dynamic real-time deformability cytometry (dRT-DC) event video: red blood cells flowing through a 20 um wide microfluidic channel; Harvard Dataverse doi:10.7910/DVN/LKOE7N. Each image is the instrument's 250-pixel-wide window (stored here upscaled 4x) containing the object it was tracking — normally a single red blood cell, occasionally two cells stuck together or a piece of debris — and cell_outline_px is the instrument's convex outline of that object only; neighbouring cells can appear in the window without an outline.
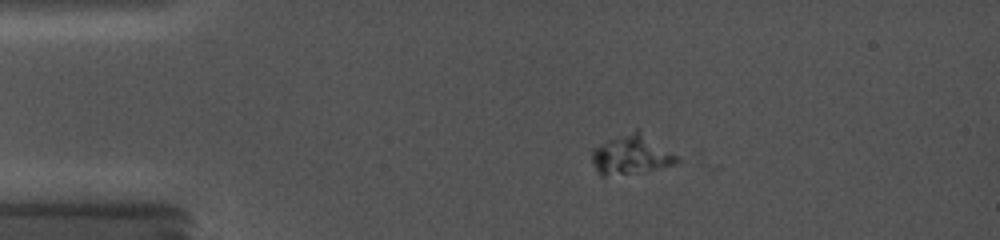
{"species": "common noctule bat (a hibernating species)", "species_latin": "Nyctalus noctula", "temperature_condition": "cold", "stored_images_in_passage": 4, "camera_frame_rate_fps": 5000, "um_per_image_px": 0.085, "animal": {"sex": "female", "body_mass_g": 19.0, "forearm_length_mm": 56.7}, "frame": {"image": 1, "passage_image": 2, "time_ms": 0.4, "image_size_px": [1000, 240], "cell_outline_px": [[680, 164], [636, 172], [604, 176], [600, 176], [592, 160], [592, 148], [608, 140], [636, 128], [676, 156], [680, 160]], "centroid_in_image_um": [53.64, 13.15], "position_along_channel_um": 31.4, "area_um2": 19.07}}